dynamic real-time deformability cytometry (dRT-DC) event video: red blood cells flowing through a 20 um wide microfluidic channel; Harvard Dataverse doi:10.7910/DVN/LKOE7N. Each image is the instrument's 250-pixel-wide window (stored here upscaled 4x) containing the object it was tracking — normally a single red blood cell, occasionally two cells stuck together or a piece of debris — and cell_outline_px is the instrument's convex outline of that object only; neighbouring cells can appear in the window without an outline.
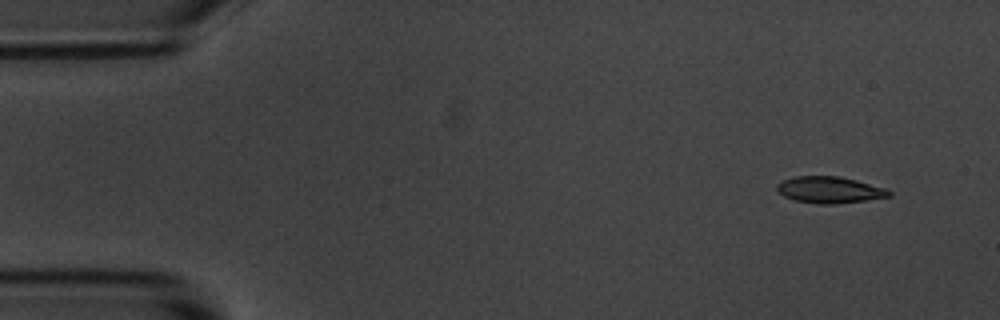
{"species": "common noctule bat (a hibernating species)", "species_latin": "Nyctalus noctula", "temperature_condition": "room temperature", "stored_images_in_passage": 4, "camera_frame_rate_fps": 3000, "um_per_image_px": 0.085, "animal": {"sex": "male", "body_mass_g": 20.1, "forearm_length_mm": 53.5}, "frame": {"image": 1, "passage_image": 1, "time_ms": 0.0, "image_size_px": [1000, 320], "cell_outline_px": [[892, 196], [836, 204], [816, 204], [796, 200], [784, 196], [776, 188], [776, 184], [780, 180], [796, 176], [840, 176], [856, 180], [884, 188], [892, 192]], "centroid_in_image_um": [70.48, 16.13], "position_along_channel_um": 14.5, "area_um2": 17.28}}
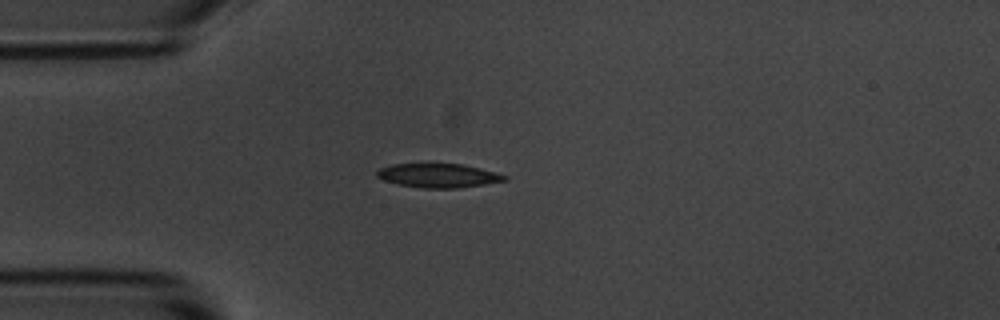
{"frame": {"image": 2, "passage_image": 4, "time_ms": 1.0, "image_size_px": [1000, 320], "cell_outline_px": [[508, 180], [484, 184], [456, 188], [424, 188], [400, 184], [384, 180], [376, 176], [376, 172], [380, 168], [392, 164], [460, 164], [480, 168], [508, 176]], "centroid_in_image_um": [37.26, 14.92], "position_along_channel_um": 47.7, "area_um2": 17.57}}